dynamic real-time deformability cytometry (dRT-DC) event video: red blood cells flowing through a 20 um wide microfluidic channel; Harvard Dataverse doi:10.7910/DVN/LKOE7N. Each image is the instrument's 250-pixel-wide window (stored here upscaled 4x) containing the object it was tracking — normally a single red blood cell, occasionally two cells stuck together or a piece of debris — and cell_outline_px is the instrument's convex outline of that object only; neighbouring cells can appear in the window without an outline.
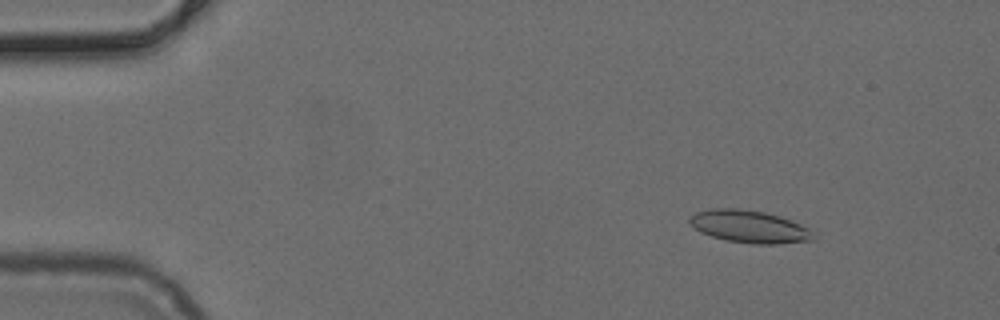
{"species": "common noctule bat (a hibernating species)", "species_latin": "Nyctalus noctula", "temperature_condition": "cold", "stored_images_in_passage": 52, "camera_frame_rate_fps": 3000, "um_per_image_px": 0.085, "animal": {"sex": "female", "body_mass_g": 24.6, "forearm_length_mm": 56.2}, "frame": {"image": 1, "passage_image": 7, "time_ms": 2.0, "image_size_px": [1000, 320], "cell_outline_px": [[816, 236], [812, 240], [776, 244], [752, 244], [724, 240], [700, 232], [688, 224], [688, 216], [696, 212], [712, 208], [740, 208], [764, 212], [780, 216], [800, 224], [808, 228]], "centroid_in_image_um": [63.64, 19.25], "position_along_channel_um": 21.4, "area_um2": 23.64}}
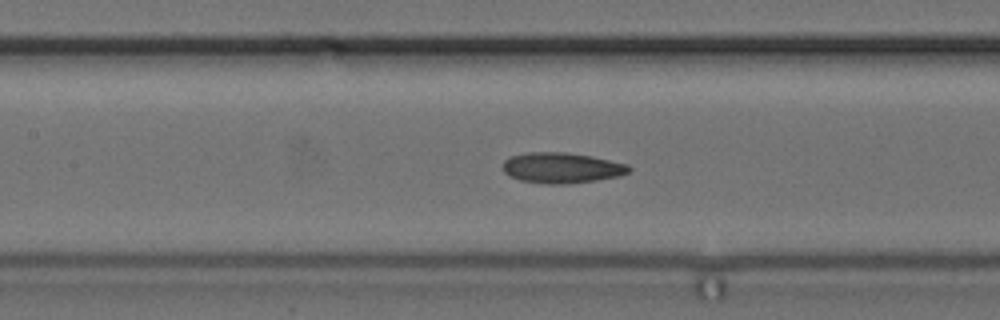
{"frame": {"image": 2, "passage_image": 24, "time_ms": 7.667, "image_size_px": [1000, 320], "cell_outline_px": [[632, 168], [628, 172], [620, 176], [596, 180], [564, 184], [548, 184], [520, 180], [504, 172], [504, 160], [508, 156], [528, 152], [564, 152], [592, 156], [628, 164]], "centroid_in_image_um": [47.76, 14.26], "position_along_channel_um": 159.6, "area_um2": 22.43}}
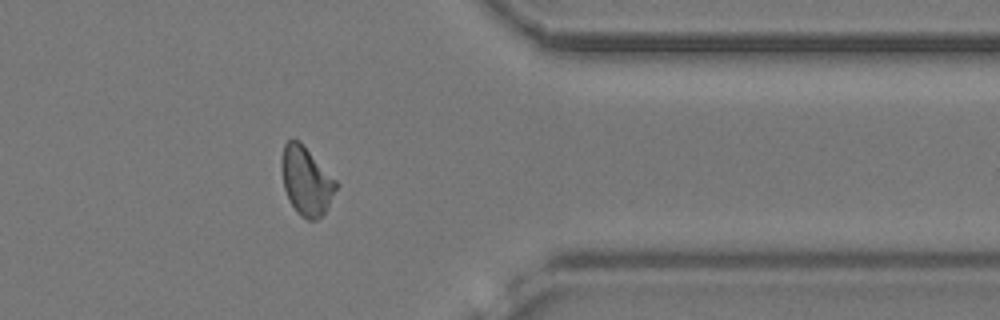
{"frame": {"image": 3, "passage_image": 42, "time_ms": 13.667, "image_size_px": [1000, 320], "cell_outline_px": [[340, 184], [324, 212], [316, 220], [308, 220], [300, 216], [296, 212], [288, 200], [284, 188], [280, 168], [280, 160], [284, 144], [292, 136], [300, 140]], "centroid_in_image_um": [26.01, 15.33], "position_along_channel_um": 385.4, "area_um2": 22.25}}